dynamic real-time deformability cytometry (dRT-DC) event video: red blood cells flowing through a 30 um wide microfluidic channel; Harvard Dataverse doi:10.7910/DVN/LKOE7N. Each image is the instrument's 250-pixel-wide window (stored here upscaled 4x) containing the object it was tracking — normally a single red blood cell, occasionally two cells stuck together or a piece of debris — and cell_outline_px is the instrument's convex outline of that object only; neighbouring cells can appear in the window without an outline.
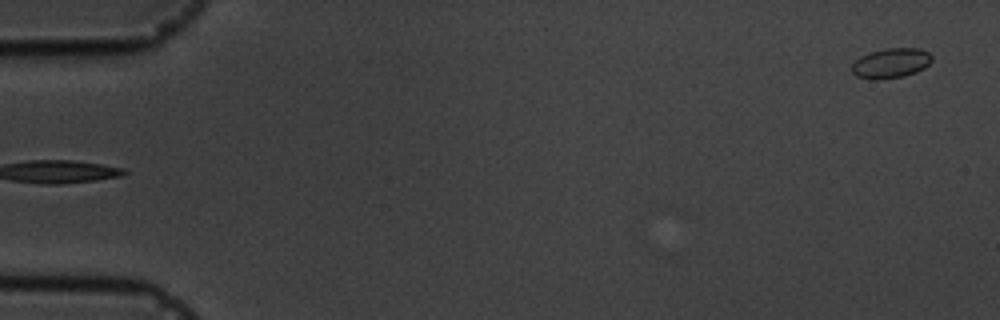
{"species": "common noctule bat (a hibernating species)", "species_latin": "Nyctalus noctula", "temperature_condition": "cold", "stored_images_in_passage": 7, "camera_frame_rate_fps": 3000, "um_per_image_px": 0.085, "animal": {"sex": "male", "body_mass_g": 19.5, "forearm_length_mm": 54.6}, "frame": {"image": 1, "passage_image": 7, "time_ms": 7.0, "image_size_px": [1000, 320], "cell_outline_px": [[932, 60], [924, 68], [916, 72], [904, 76], [876, 80], [856, 76], [852, 72], [852, 64], [860, 56], [884, 48], [920, 48], [928, 52], [932, 56]], "centroid_in_image_um": [75.73, 5.36], "position_along_channel_um": 9.3, "area_um2": 13.93}}